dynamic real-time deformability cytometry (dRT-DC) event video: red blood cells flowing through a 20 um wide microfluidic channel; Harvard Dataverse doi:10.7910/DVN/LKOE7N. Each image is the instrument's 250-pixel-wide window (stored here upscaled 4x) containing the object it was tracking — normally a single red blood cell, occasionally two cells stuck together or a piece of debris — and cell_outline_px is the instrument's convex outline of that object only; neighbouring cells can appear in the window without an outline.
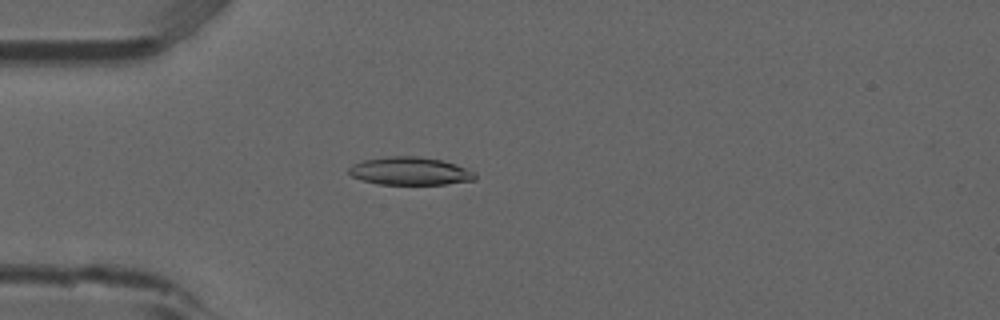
{"species": "common noctule bat (a hibernating species)", "species_latin": "Nyctalus noctula", "temperature_condition": "room temperature", "stored_images_in_passage": 52, "camera_frame_rate_fps": 3000, "um_per_image_px": 0.085, "animal": {"sex": "male", "forearm_length_mm": 52.5}, "frame": {"image": 1, "passage_image": 14, "time_ms": 4.333, "image_size_px": [1000, 320], "cell_outline_px": [[476, 180], [444, 184], [376, 184], [352, 176], [348, 172], [348, 168], [352, 164], [364, 160], [384, 156], [420, 156], [440, 160], [456, 164], [476, 172]], "centroid_in_image_um": [34.86, 14.53], "position_along_channel_um": 50.1, "area_um2": 20.63}}
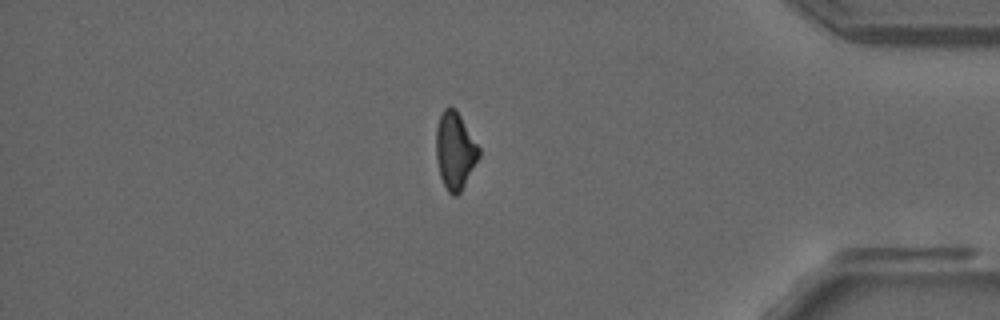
{"frame": {"image": 2, "passage_image": 44, "time_ms": 14.333, "image_size_px": [1000, 320], "cell_outline_px": [[480, 156], [460, 192], [456, 196], [452, 196], [448, 192], [440, 176], [436, 160], [436, 128], [440, 116], [444, 108], [456, 108], [480, 148]], "centroid_in_image_um": [38.67, 12.81], "position_along_channel_um": 396.5, "area_um2": 19.19}}
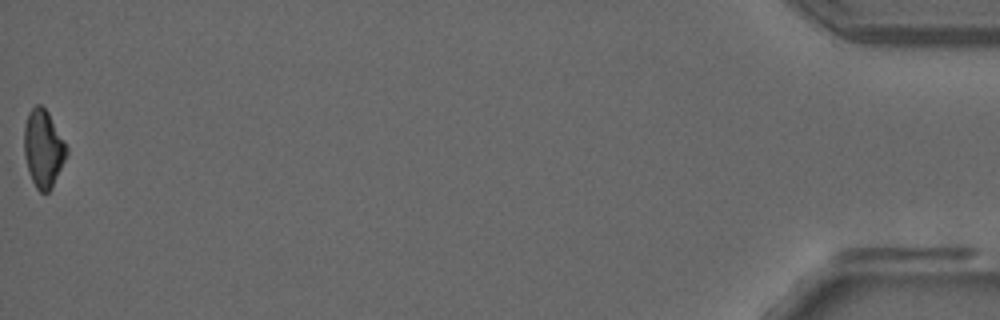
{"frame": {"image": 3, "passage_image": 52, "time_ms": 17.0, "image_size_px": [1000, 320], "cell_outline_px": [[68, 152], [52, 188], [48, 192], [40, 192], [36, 188], [28, 172], [24, 156], [24, 124], [28, 112], [36, 104], [40, 104], [48, 112], [64, 140], [68, 148]], "centroid_in_image_um": [3.67, 12.62], "position_along_channel_um": 431.5, "area_um2": 19.25}, "authors_computed_cell_mechanics": {"area_um2": 19.8832, "velocity_mm_per_s": 3.9061, "shape_relaxation_time_tau1_ms": null, "shape_relaxation_time_tau2_ms": 5.3648, "deformation_change_tau1": null, "deformation_change_tau2": 0.1245}}